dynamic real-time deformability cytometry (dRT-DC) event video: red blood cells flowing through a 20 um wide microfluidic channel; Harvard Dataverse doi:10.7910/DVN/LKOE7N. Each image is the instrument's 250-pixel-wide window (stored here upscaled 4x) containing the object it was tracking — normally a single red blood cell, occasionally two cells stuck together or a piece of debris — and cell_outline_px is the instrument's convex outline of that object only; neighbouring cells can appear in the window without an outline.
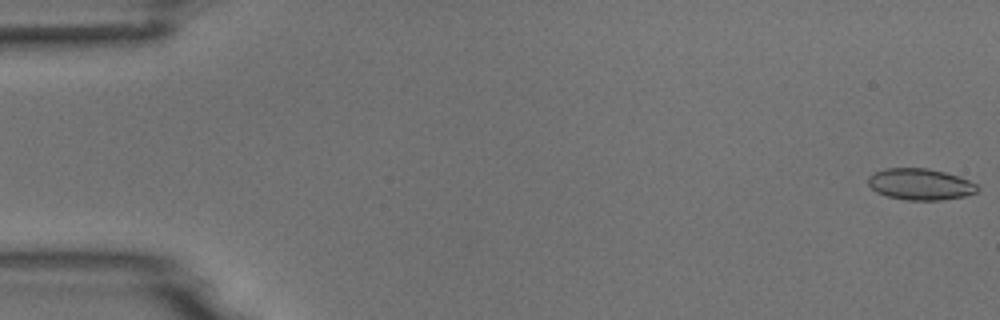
{"species": "common noctule bat (a hibernating species)", "species_latin": "Nyctalus noctula", "temperature_condition": "room temperature", "stored_images_in_passage": 6, "camera_frame_rate_fps": 3000, "um_per_image_px": 0.085, "animal": {"sex": "male", "body_mass_g": 18.8}, "frame": {"image": 1, "passage_image": 1, "time_ms": 0.0, "image_size_px": [1000, 320], "cell_outline_px": [[980, 188], [976, 192], [964, 196], [944, 200], [908, 200], [888, 196], [876, 192], [868, 184], [868, 176], [872, 172], [884, 168], [928, 168], [944, 172], [968, 180], [976, 184]], "centroid_in_image_um": [78.19, 15.65], "position_along_channel_um": 6.8, "area_um2": 20.0}}
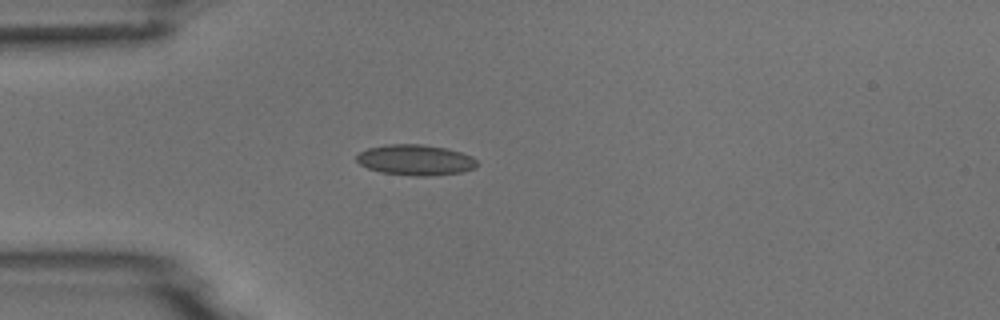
{"frame": {"image": 2, "passage_image": 5, "time_ms": 4.667, "image_size_px": [1000, 320], "cell_outline_px": [[480, 164], [476, 168], [460, 172], [432, 176], [412, 176], [380, 172], [368, 168], [360, 164], [356, 160], [356, 156], [360, 152], [368, 148], [388, 144], [420, 144], [444, 148], [460, 152], [472, 156]], "centroid_in_image_um": [35.33, 13.6], "position_along_channel_um": 49.7, "area_um2": 21.56}}